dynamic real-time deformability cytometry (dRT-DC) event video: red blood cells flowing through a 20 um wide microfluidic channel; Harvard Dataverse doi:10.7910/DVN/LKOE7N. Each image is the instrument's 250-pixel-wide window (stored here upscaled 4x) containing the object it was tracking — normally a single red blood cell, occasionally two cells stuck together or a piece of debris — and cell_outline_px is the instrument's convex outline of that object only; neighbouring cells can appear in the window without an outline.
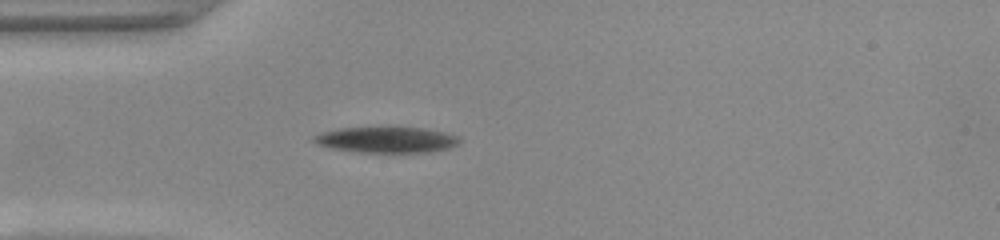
{"species": "common noctule bat (a hibernating species)", "species_latin": "Nyctalus noctula", "temperature_condition": "warm", "stored_images_in_passage": 33, "camera_frame_rate_fps": 3000, "um_per_image_px": 0.085, "animal": {"sex": "female", "body_mass_g": 22.0, "forearm_length_mm": 56.7}, "frame": {"image": 1, "passage_image": 1, "time_ms": 0.0, "image_size_px": [1000, 240], "cell_outline_px": [[460, 144], [448, 148], [428, 152], [360, 152], [332, 148], [320, 144], [312, 140], [312, 136], [320, 132], [340, 128], [424, 128], [444, 132], [456, 136], [460, 140]], "centroid_in_image_um": [32.85, 11.88], "position_along_channel_um": 52.1, "area_um2": 21.62}}
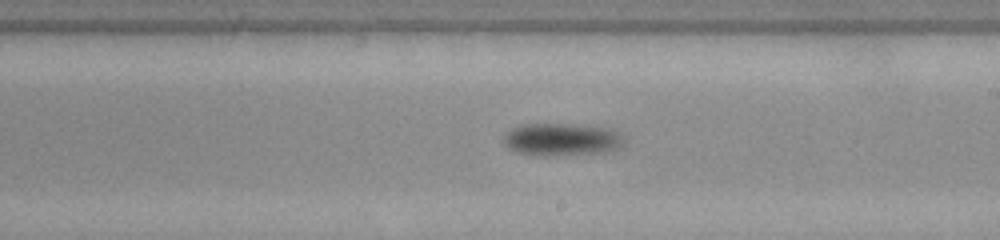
{"frame": {"image": 2, "passage_image": 16, "time_ms": 5.0, "image_size_px": [1000, 240], "cell_outline_px": [[624, 144], [620, 148], [600, 152], [544, 156], [536, 156], [516, 152], [508, 148], [504, 144], [504, 132], [520, 124], [568, 124], [608, 128], [620, 132], [624, 136]], "centroid_in_image_um": [47.72, 11.85], "position_along_channel_um": 241.3, "area_um2": 23.0}}
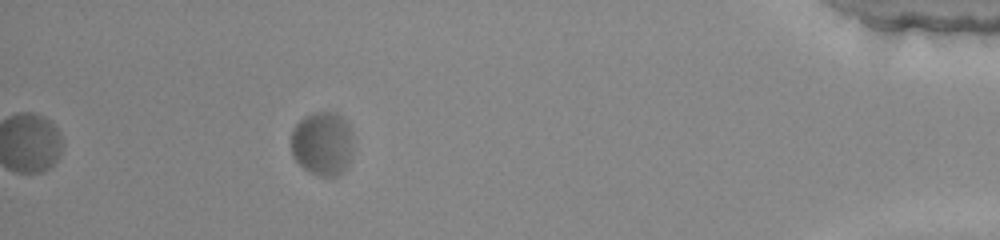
{"frame": {"image": 3, "passage_image": 33, "time_ms": 10.667, "image_size_px": [1000, 240], "cell_outline_px": [[352, 156], [348, 168], [336, 176], [320, 176], [308, 172], [292, 156], [292, 128], [304, 116], [312, 112], [336, 112], [348, 124], [352, 132]], "centroid_in_image_um": [27.42, 12.21], "position_along_channel_um": 407.8, "area_um2": 23.47}, "authors_computed_cell_mechanics": {"area_um2": 23.2934, "velocity_mm_per_s": 3.9482, "shape_relaxation_time_tau1_ms": 1.3507, "shape_relaxation_time_tau2_ms": null, "deformation_change_tau1": 0.1188, "deformation_change_tau2": null}}